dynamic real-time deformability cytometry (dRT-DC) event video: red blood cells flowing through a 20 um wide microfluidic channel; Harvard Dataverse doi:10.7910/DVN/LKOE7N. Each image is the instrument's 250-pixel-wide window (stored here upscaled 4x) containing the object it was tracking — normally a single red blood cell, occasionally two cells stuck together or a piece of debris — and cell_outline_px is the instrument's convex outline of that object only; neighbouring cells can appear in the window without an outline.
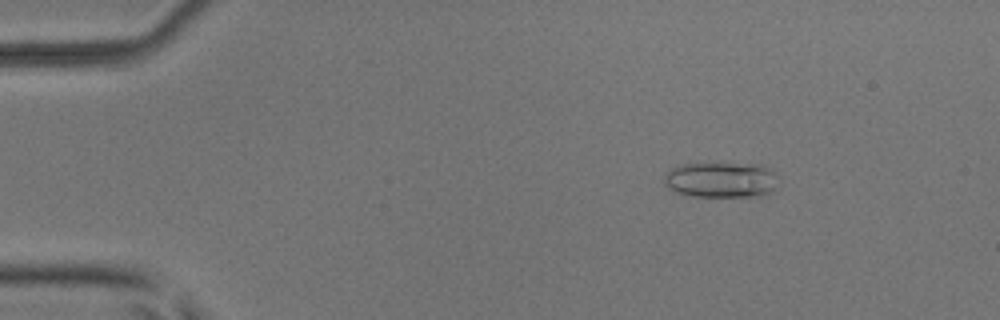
{"species": "common noctule bat (a hibernating species)", "species_latin": "Nyctalus noctula", "temperature_condition": "room temperature", "stored_images_in_passage": 14, "camera_frame_rate_fps": 3000, "um_per_image_px": 0.085, "animal": {"sex": "male", "body_mass_g": 17.9, "forearm_length_mm": 54.2}, "frame": {"image": 1, "passage_image": 5, "time_ms": 1.333, "image_size_px": [1000, 320], "cell_outline_px": [[776, 188], [772, 192], [756, 196], [692, 196], [676, 192], [668, 188], [664, 184], [664, 176], [672, 168], [680, 164], [764, 164], [772, 168], [776, 172]], "centroid_in_image_um": [61.33, 15.28], "position_along_channel_um": 23.7, "area_um2": 23.76}}